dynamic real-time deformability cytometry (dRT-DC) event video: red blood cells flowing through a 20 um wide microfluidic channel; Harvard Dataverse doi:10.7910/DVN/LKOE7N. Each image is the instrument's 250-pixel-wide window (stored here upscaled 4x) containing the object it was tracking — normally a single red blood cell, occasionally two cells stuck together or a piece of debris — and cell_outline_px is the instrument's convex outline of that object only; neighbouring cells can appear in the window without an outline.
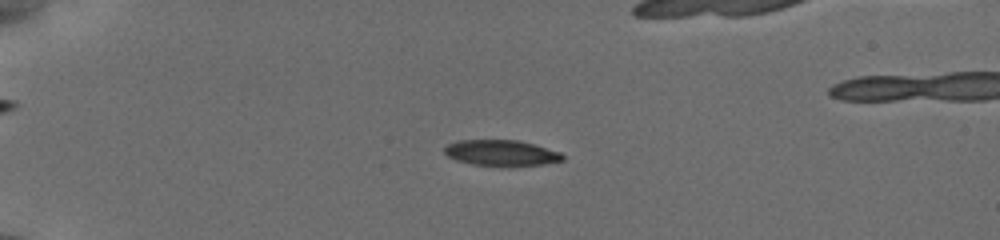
{"species": "common noctule bat (a hibernating species)", "species_latin": "Nyctalus noctula", "temperature_condition": "cold", "stored_images_in_passage": 55, "camera_frame_rate_fps": 3000, "um_per_image_px": 0.085, "animal": {"sex": "female", "body_mass_g": 19.5, "forearm_length_mm": 54.1}, "frame": {"image": 1, "passage_image": 14, "time_ms": 4.333, "image_size_px": [1000, 240], "cell_outline_px": [[564, 160], [544, 164], [472, 164], [456, 160], [448, 156], [444, 152], [444, 148], [448, 144], [460, 140], [516, 140], [532, 144], [560, 152], [564, 156]], "centroid_in_image_um": [42.58, 12.97], "position_along_channel_um": 42.4, "area_um2": 17.05}}
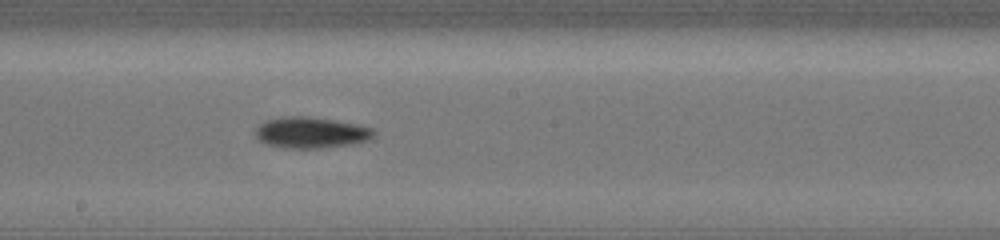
{"frame": {"image": 2, "passage_image": 32, "time_ms": 10.333, "image_size_px": [1000, 240], "cell_outline_px": [[376, 132], [368, 140], [356, 144], [324, 148], [284, 148], [264, 144], [256, 140], [256, 128], [260, 124], [268, 120], [288, 116], [304, 116], [332, 120], [356, 124], [372, 128]], "centroid_in_image_um": [26.42, 11.29], "position_along_channel_um": 221.8, "area_um2": 21.5}}
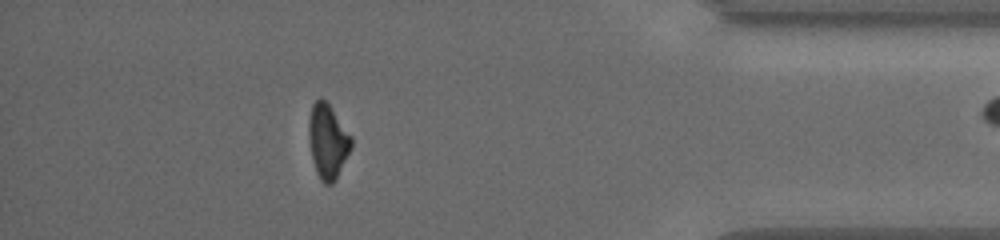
{"frame": {"image": 3, "passage_image": 49, "time_ms": 16.0, "image_size_px": [1000, 240], "cell_outline_px": [[352, 148], [336, 180], [332, 184], [324, 184], [320, 180], [316, 172], [312, 156], [308, 136], [308, 120], [312, 104], [320, 96], [328, 104], [352, 136]], "centroid_in_image_um": [27.86, 12.02], "position_along_channel_um": 407.3, "area_um2": 18.55}, "authors_computed_cell_mechanics": {"area_um2": 19.1318, "velocity_mm_per_s": 3.8334, "shape_relaxation_time_tau1_ms": 5.3888, "shape_relaxation_time_tau2_ms": null, "deformation_change_tau1": 0.1427, "deformation_change_tau2": null}}